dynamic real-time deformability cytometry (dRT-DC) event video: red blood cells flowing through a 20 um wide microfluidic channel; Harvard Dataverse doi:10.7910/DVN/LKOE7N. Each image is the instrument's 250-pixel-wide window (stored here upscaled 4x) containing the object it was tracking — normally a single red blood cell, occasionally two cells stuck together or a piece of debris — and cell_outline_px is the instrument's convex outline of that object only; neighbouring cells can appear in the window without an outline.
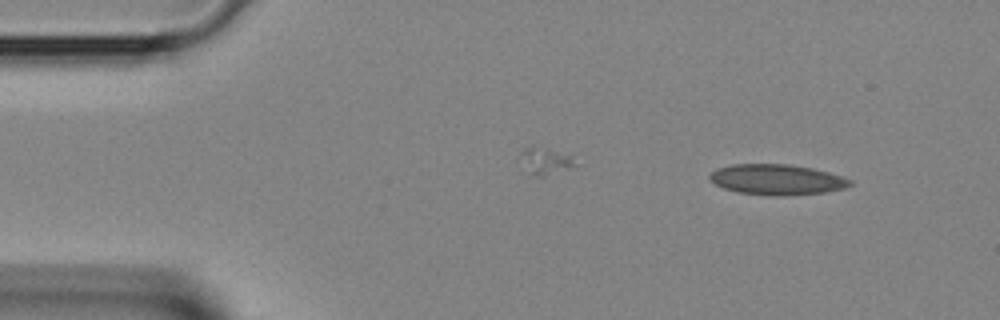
{"species": "Egyptian fruit bat (a non-hibernating species)", "species_latin": "Rousettus aegyptiacus", "temperature_condition": "room temperature", "stored_images_in_passage": 3, "camera_frame_rate_fps": 3000, "um_per_image_px": 0.085, "animal": {"sex": "female"}, "frame": {"image": 1, "passage_image": 1, "time_ms": 0.0, "image_size_px": [1000, 320], "cell_outline_px": [[852, 184], [844, 188], [824, 192], [784, 196], [776, 196], [740, 192], [724, 188], [716, 184], [708, 176], [716, 168], [732, 164], [788, 164], [812, 168], [828, 172], [852, 180]], "centroid_in_image_um": [66.03, 15.26], "position_along_channel_um": 19.0, "area_um2": 24.74}}
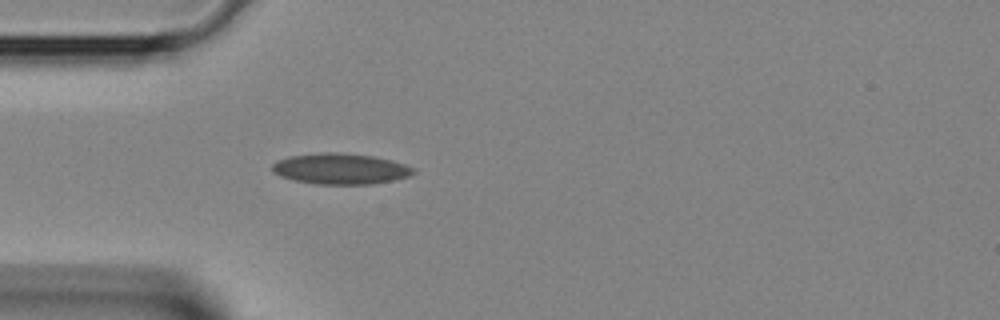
{"frame": {"image": 2, "passage_image": 3, "time_ms": 0.667, "image_size_px": [1000, 320], "cell_outline_px": [[416, 172], [408, 176], [392, 180], [372, 184], [316, 184], [292, 180], [280, 176], [272, 172], [272, 164], [288, 156], [324, 152], [336, 152], [372, 156], [392, 160], [416, 168]], "centroid_in_image_um": [28.93, 14.35], "position_along_channel_um": 56.1, "area_um2": 25.37}}